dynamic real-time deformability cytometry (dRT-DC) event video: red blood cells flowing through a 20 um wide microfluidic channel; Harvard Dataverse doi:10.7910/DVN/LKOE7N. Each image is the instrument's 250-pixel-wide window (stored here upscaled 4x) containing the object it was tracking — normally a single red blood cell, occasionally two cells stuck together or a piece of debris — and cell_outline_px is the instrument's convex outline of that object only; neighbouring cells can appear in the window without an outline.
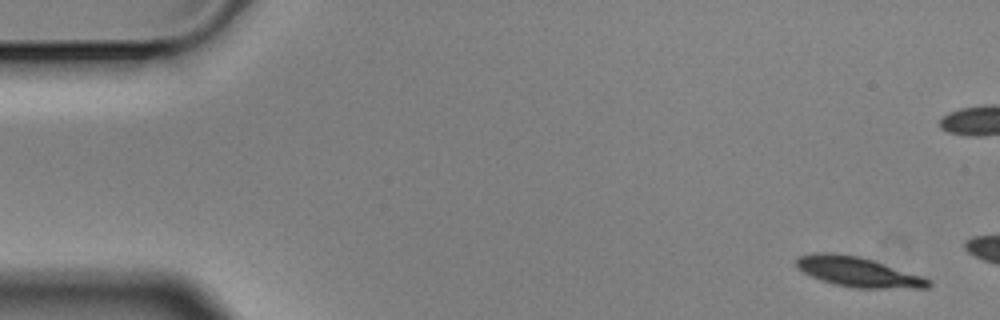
{"species": "Egyptian fruit bat (a non-hibernating species)", "species_latin": "Rousettus aegyptiacus", "temperature_condition": "cold", "stored_images_in_passage": 5, "camera_frame_rate_fps": 3000, "um_per_image_px": 0.085, "animal": {"sex": "male"}, "frame": {"image": 1, "passage_image": 1, "time_ms": 0.0, "image_size_px": [1000, 320], "cell_outline_px": [[932, 284], [928, 288], [856, 288], [836, 284], [812, 276], [804, 272], [796, 264], [796, 260], [800, 256], [816, 252], [828, 252], [860, 256], [920, 276], [928, 280]], "centroid_in_image_um": [72.92, 23.11], "position_along_channel_um": 12.1, "area_um2": 22.37}}